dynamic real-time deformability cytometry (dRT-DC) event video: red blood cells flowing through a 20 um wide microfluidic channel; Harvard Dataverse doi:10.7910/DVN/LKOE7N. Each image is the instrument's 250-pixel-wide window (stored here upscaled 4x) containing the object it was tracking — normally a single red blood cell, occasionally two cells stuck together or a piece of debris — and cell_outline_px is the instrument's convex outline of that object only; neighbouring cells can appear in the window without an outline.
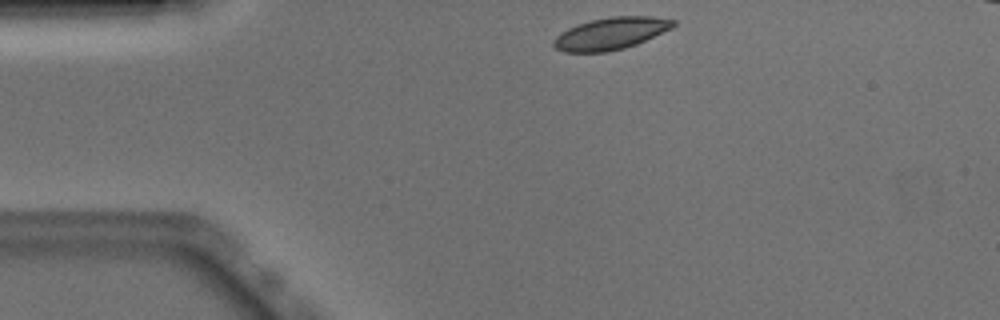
{"species": "Egyptian fruit bat (a non-hibernating species)", "species_latin": "Rousettus aegyptiacus", "temperature_condition": "warm", "stored_images_in_passage": 44, "camera_frame_rate_fps": 3000, "um_per_image_px": 0.085, "animal": {"sex": "male"}, "frame": {"image": 1, "passage_image": 1, "time_ms": 0.0, "image_size_px": [1000, 320], "cell_outline_px": [[676, 24], [672, 28], [636, 44], [624, 48], [608, 52], [564, 52], [556, 48], [552, 44], [552, 40], [560, 32], [568, 28], [592, 20], [612, 16], [652, 16], [676, 20]], "centroid_in_image_um": [51.91, 2.85], "position_along_channel_um": 33.1, "area_um2": 22.31}}
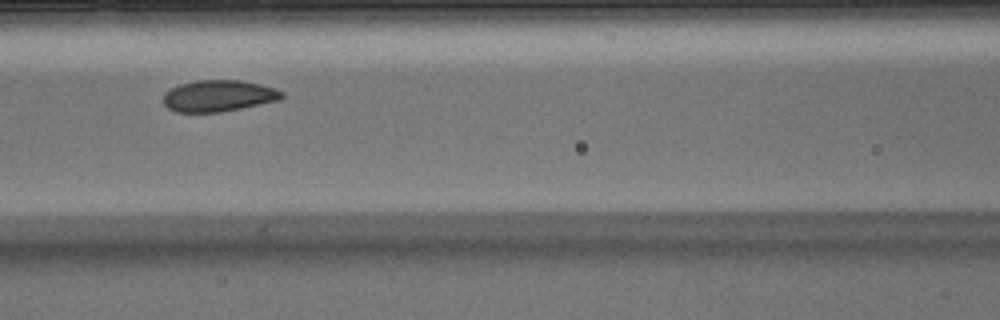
{"frame": {"image": 2, "passage_image": 13, "time_ms": 4.0, "image_size_px": [1000, 320], "cell_outline_px": [[284, 96], [280, 100], [220, 112], [176, 112], [168, 108], [164, 104], [164, 92], [180, 84], [196, 80], [240, 80], [260, 84], [284, 92]], "centroid_in_image_um": [18.57, 8.14], "position_along_channel_um": 148.0, "area_um2": 21.62}}
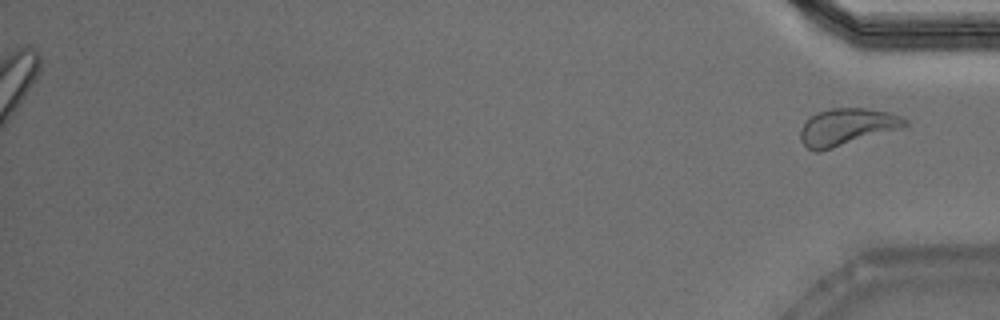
{"frame": {"image": 3, "passage_image": 44, "time_ms": 14.333, "image_size_px": [1000, 320], "cell_outline_px": [[908, 124], [900, 128], [820, 152], [816, 152], [808, 148], [800, 140], [800, 128], [816, 112], [832, 108], [868, 108], [892, 112], [908, 120]], "centroid_in_image_um": [71.98, 10.78], "position_along_channel_um": 363.2, "area_um2": 22.43}, "authors_computed_cell_mechanics": {"area_um2": 22.542, "velocity_mm_per_s": 3.8568, "shape_relaxation_time_tau1_ms": 2.6329, "shape_relaxation_time_tau2_ms": null, "deformation_change_tau1": 0.0795, "deformation_change_tau2": null}}